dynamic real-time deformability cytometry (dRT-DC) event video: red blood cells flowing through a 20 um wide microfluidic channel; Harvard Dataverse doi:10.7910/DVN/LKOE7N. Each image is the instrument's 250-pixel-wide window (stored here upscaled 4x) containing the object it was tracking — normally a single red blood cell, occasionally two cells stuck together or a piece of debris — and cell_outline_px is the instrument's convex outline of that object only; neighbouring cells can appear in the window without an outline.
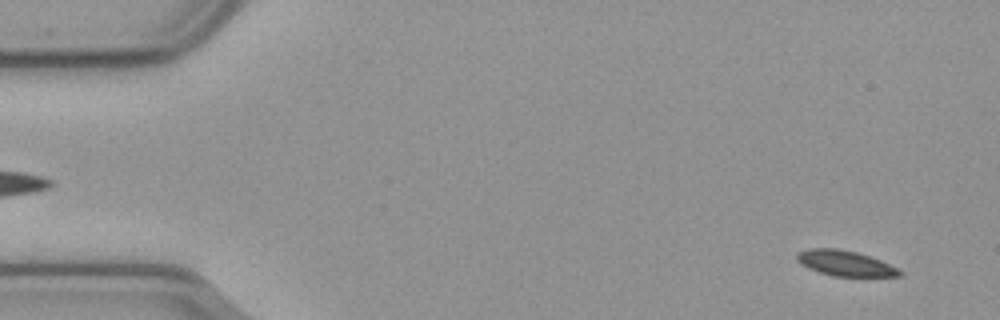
{"species": "common noctule bat (a hibernating species)", "species_latin": "Nyctalus noctula", "temperature_condition": "cold", "stored_images_in_passage": 52, "camera_frame_rate_fps": 3000, "um_per_image_px": 0.085, "animal": {"sex": "male", "body_mass_g": 23.1, "forearm_length_mm": 52.7}, "frame": {"image": 1, "passage_image": 3, "time_ms": 0.667, "image_size_px": [1000, 320], "cell_outline_px": [[904, 272], [900, 276], [832, 276], [808, 268], [800, 264], [796, 260], [796, 256], [800, 252], [808, 248], [836, 248], [856, 252], [880, 260]], "centroid_in_image_um": [71.8, 22.37], "position_along_channel_um": 13.2, "area_um2": 15.03}}
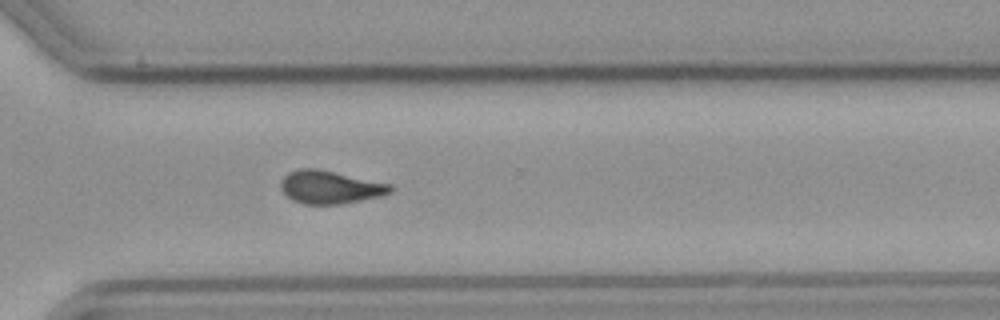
{"frame": {"image": 2, "passage_image": 38, "time_ms": 12.333, "image_size_px": [1000, 320], "cell_outline_px": [[396, 188], [392, 192], [380, 196], [340, 204], [304, 204], [292, 200], [280, 188], [280, 180], [288, 172], [300, 168], [316, 168], [392, 184]], "centroid_in_image_um": [28.06, 15.9], "position_along_channel_um": 342.5, "area_um2": 21.15}}
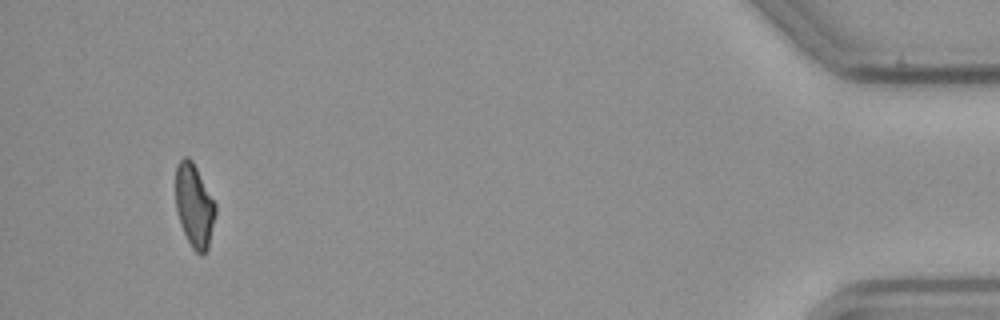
{"frame": {"image": 3, "passage_image": 51, "time_ms": 16.667, "image_size_px": [1000, 320], "cell_outline_px": [[216, 212], [208, 248], [204, 256], [200, 256], [192, 248], [180, 224], [176, 208], [176, 164], [184, 156], [188, 156], [192, 160], [216, 204]], "centroid_in_image_um": [16.52, 17.49], "position_along_channel_um": 418.7, "area_um2": 19.36}}